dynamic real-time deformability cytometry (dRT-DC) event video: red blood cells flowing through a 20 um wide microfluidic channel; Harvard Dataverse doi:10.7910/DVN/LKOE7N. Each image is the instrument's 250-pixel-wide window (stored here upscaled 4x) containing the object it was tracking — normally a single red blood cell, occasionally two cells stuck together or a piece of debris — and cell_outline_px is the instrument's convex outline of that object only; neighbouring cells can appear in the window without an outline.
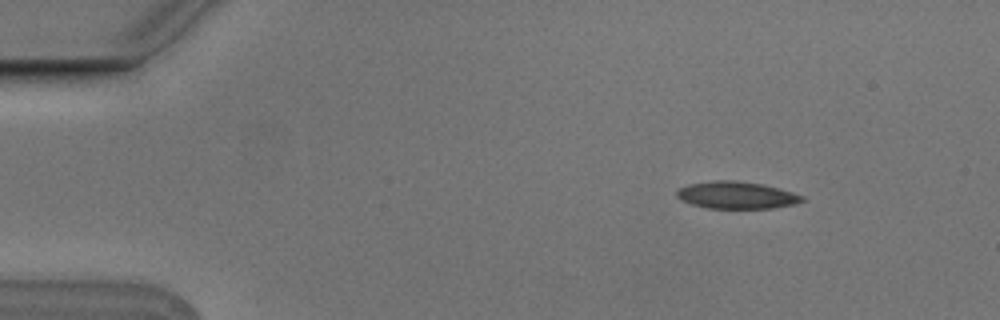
{"species": "Egyptian fruit bat (a non-hibernating species)", "species_latin": "Rousettus aegyptiacus", "temperature_condition": "cold", "stored_images_in_passage": 5, "camera_frame_rate_fps": 3000, "um_per_image_px": 0.085, "animal": {"sex": "male"}, "frame": {"image": 1, "passage_image": 1, "time_ms": 0.0, "image_size_px": [1000, 320], "cell_outline_px": [[804, 200], [796, 204], [772, 208], [708, 208], [692, 204], [680, 200], [676, 196], [676, 192], [680, 188], [688, 184], [712, 180], [736, 180], [764, 184], [792, 192], [804, 196]], "centroid_in_image_um": [62.6, 16.58], "position_along_channel_um": 22.4, "area_um2": 19.94}}
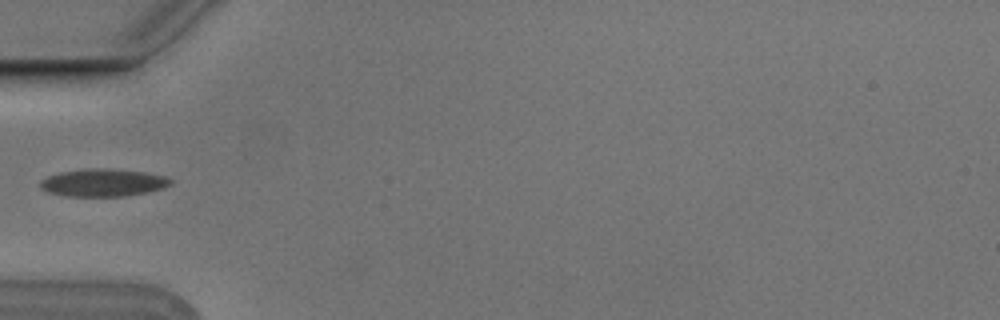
{"frame": {"image": 2, "passage_image": 4, "time_ms": 1.0, "image_size_px": [1000, 320], "cell_outline_px": [[172, 184], [164, 188], [148, 192], [128, 196], [64, 196], [48, 192], [40, 188], [40, 180], [48, 176], [60, 172], [84, 168], [108, 168], [144, 172], [164, 176], [172, 180]], "centroid_in_image_um": [8.76, 15.52], "position_along_channel_um": 76.2, "area_um2": 21.15}}